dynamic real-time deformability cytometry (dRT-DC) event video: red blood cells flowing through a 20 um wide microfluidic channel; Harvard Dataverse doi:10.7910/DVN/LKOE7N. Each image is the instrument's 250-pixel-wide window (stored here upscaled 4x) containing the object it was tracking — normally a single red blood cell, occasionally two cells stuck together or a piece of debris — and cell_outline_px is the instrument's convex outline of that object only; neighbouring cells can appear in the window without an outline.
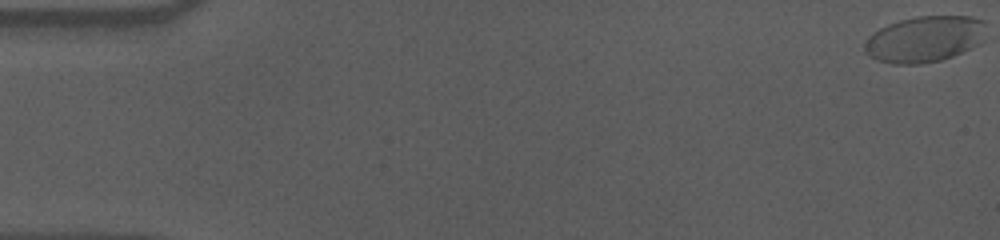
{"species": "human", "species_latin": "Homo sapiens", "temperature_condition": "cold", "stored_images_in_passage": 59, "camera_frame_rate_fps": 3000, "um_per_image_px": 0.085, "donor": {"sex": "male"}, "frame": {"image": 1, "passage_image": 1, "time_ms": 0.0, "image_size_px": [1000, 240], "cell_outline_px": [[984, 40], [980, 44], [952, 56], [940, 60], [920, 64], [892, 64], [876, 60], [868, 56], [864, 52], [864, 44], [868, 36], [880, 28], [888, 24], [900, 20], [916, 16], [972, 16], [984, 20]], "centroid_in_image_um": [78.57, 3.32], "position_along_channel_um": 6.4, "area_um2": 32.89}}
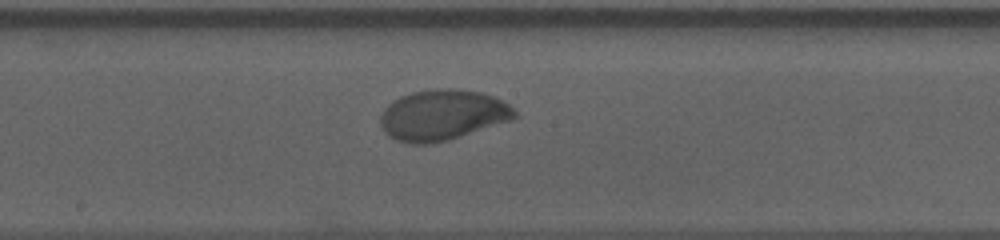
{"frame": {"image": 2, "passage_image": 32, "time_ms": 10.333, "image_size_px": [1000, 240], "cell_outline_px": [[516, 116], [508, 120], [448, 140], [428, 144], [412, 144], [396, 140], [388, 136], [384, 132], [380, 124], [380, 116], [384, 108], [388, 104], [400, 96], [412, 92], [436, 88], [456, 88], [484, 92], [508, 104], [516, 112]], "centroid_in_image_um": [37.55, 9.76], "position_along_channel_um": 210.7, "area_um2": 39.42}}
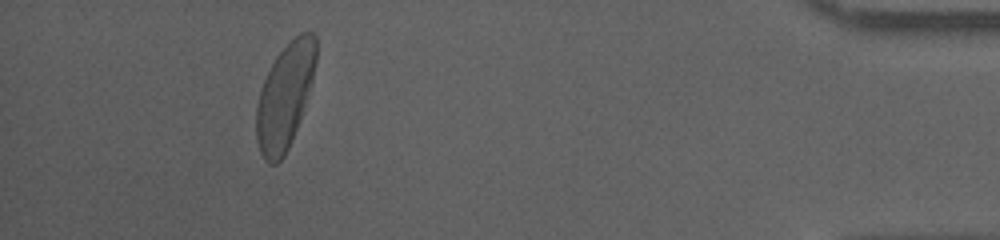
{"frame": {"image": 3, "passage_image": 54, "time_ms": 17.667, "image_size_px": [1000, 240], "cell_outline_px": [[316, 60], [312, 80], [296, 128], [288, 148], [284, 156], [276, 164], [268, 164], [264, 160], [260, 152], [256, 140], [256, 104], [264, 80], [276, 56], [300, 32], [312, 32], [316, 36]], "centroid_in_image_um": [24.19, 8.2], "position_along_channel_um": 411.0, "area_um2": 35.95}, "authors_computed_cell_mechanics": {"area_um2": 37.1076, "velocity_mm_per_s": 3.5385, "shape_relaxation_time_tau1_ms": 2.6786, "shape_relaxation_time_tau2_ms": null, "deformation_change_tau1": 0.1389, "deformation_change_tau2": null}}